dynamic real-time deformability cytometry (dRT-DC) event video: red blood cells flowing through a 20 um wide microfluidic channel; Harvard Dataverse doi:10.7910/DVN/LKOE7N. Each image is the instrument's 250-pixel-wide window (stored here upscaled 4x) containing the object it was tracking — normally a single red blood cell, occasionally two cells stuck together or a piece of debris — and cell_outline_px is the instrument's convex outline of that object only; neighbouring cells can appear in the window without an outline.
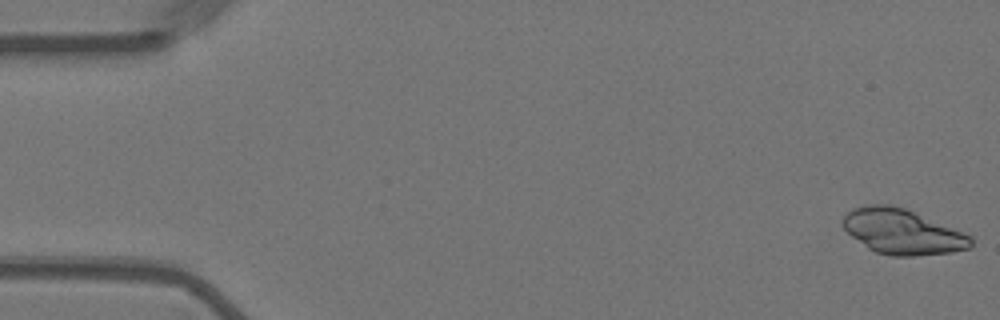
{"species": "Egyptian fruit bat (a non-hibernating species)", "species_latin": "Rousettus aegyptiacus", "temperature_condition": "warm", "stored_images_in_passage": 9, "camera_frame_rate_fps": 3000, "um_per_image_px": 0.085, "animal": {"sex": "female"}, "frame": {"image": 1, "passage_image": 1, "time_ms": 0.0, "image_size_px": [1000, 320], "cell_outline_px": [[972, 248], [952, 252], [916, 256], [892, 256], [876, 252], [868, 248], [852, 236], [840, 224], [844, 216], [852, 208], [864, 204], [892, 204], [904, 208], [972, 236]], "centroid_in_image_um": [76.68, 19.69], "position_along_channel_um": 8.3, "area_um2": 33.64}}